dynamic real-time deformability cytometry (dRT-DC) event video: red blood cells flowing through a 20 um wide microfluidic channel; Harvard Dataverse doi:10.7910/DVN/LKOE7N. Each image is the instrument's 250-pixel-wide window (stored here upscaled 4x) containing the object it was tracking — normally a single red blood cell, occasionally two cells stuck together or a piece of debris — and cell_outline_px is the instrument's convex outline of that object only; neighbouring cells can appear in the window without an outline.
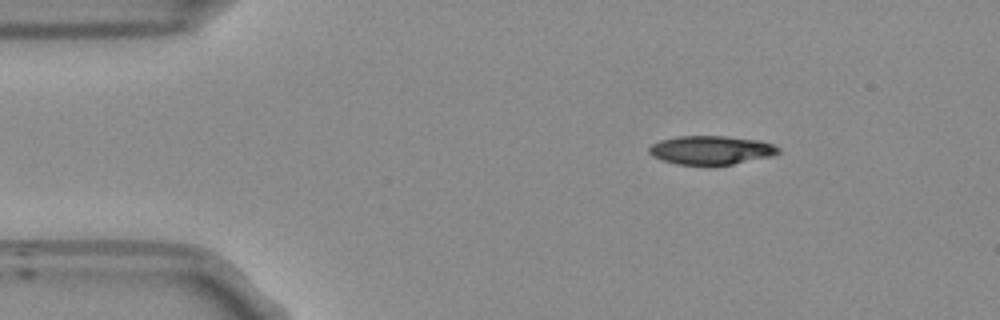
{"species": "Egyptian fruit bat (a non-hibernating species)", "species_latin": "Rousettus aegyptiacus", "temperature_condition": "room temperature", "stored_images_in_passage": 46, "camera_frame_rate_fps": 3000, "um_per_image_px": 0.085, "frame": {"image": 1, "passage_image": 1, "time_ms": 0.0, "image_size_px": [1000, 320], "cell_outline_px": [[780, 152], [772, 156], [732, 164], [676, 164], [652, 156], [648, 152], [648, 148], [652, 144], [660, 140], [680, 136], [724, 136], [756, 140], [772, 144], [780, 148]], "centroid_in_image_um": [60.43, 12.75], "position_along_channel_um": 24.6, "area_um2": 21.33}}
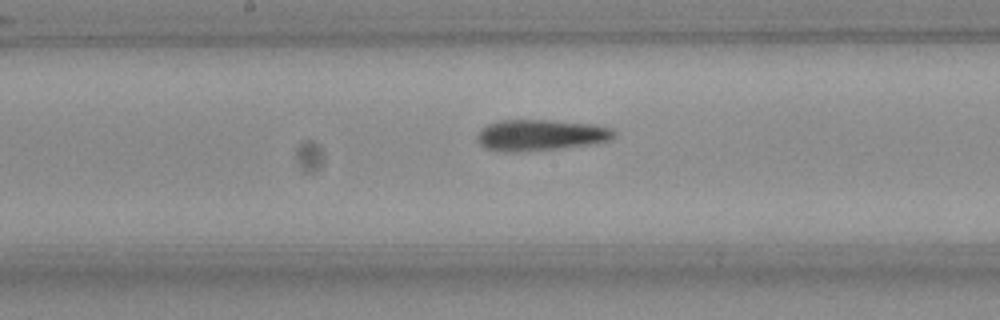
{"frame": {"image": 2, "passage_image": 20, "time_ms": 6.333, "image_size_px": [1000, 320], "cell_outline_px": [[616, 136], [612, 140], [592, 144], [520, 152], [508, 152], [484, 148], [480, 144], [476, 136], [480, 128], [488, 124], [500, 120], [552, 120], [596, 124], [612, 128], [616, 132]], "centroid_in_image_um": [45.97, 11.47], "position_along_channel_um": 202.2, "area_um2": 25.09}}
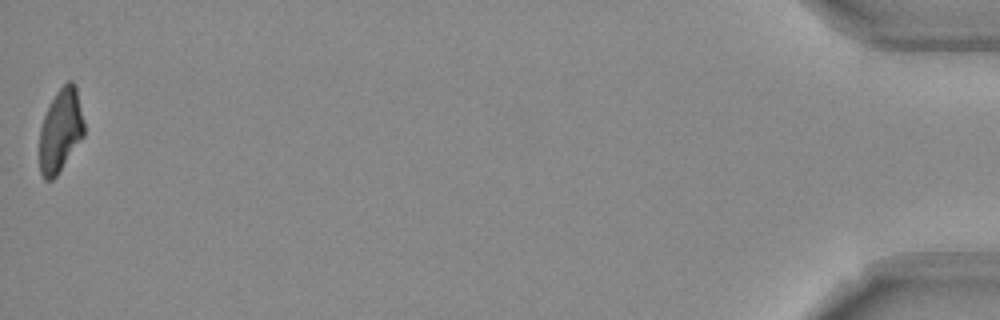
{"frame": {"image": 3, "passage_image": 46, "time_ms": 15.0, "image_size_px": [1000, 320], "cell_outline_px": [[84, 136], [56, 176], [52, 180], [44, 180], [40, 172], [40, 128], [48, 104], [56, 92], [68, 80], [72, 80], [76, 84], [84, 120]], "centroid_in_image_um": [5.15, 11.06], "position_along_channel_um": 430.0, "area_um2": 21.79}, "authors_computed_cell_mechanics": {"area_um2": 23.5535, "velocity_mm_per_s": 3.8164, "shape_relaxation_time_tau1_ms": 8.273, "shape_relaxation_time_tau2_ms": 4.7984, "deformation_change_tau1": 0.2334, "deformation_change_tau2": 0.1651}}